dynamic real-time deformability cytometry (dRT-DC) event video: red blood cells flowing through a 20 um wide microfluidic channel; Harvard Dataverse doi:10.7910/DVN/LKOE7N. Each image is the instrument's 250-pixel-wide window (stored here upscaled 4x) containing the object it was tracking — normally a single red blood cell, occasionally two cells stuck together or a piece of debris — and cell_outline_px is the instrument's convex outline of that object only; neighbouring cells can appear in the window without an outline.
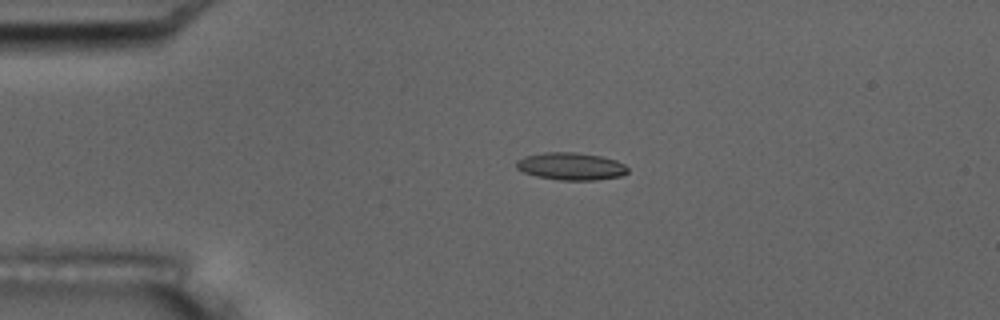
{"species": "common noctule bat (a hibernating species)", "species_latin": "Nyctalus noctula", "temperature_condition": "room temperature", "stored_images_in_passage": 5, "camera_frame_rate_fps": 3000, "um_per_image_px": 0.085, "animal": {"sex": "male", "body_mass_g": 17.5, "forearm_length_mm": 52.3}, "frame": {"image": 1, "passage_image": 4, "time_ms": 3.667, "image_size_px": [1000, 320], "cell_outline_px": [[628, 172], [620, 176], [596, 180], [556, 180], [536, 176], [524, 172], [516, 168], [516, 160], [524, 156], [544, 152], [576, 152], [600, 156], [616, 160], [624, 164], [628, 168]], "centroid_in_image_um": [48.51, 14.13], "position_along_channel_um": 36.5, "area_um2": 17.92}}